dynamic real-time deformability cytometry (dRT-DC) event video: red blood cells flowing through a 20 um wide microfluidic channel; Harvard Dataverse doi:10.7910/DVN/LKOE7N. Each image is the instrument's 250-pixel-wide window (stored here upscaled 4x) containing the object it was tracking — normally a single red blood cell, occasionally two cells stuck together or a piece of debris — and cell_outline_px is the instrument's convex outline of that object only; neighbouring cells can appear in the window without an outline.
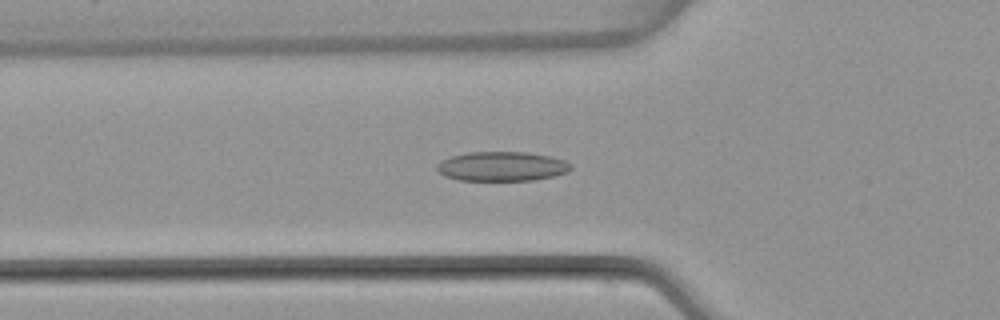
{"species": "common noctule bat (a hibernating species)", "species_latin": "Nyctalus noctula", "temperature_condition": "warm", "stored_images_in_passage": 52, "camera_frame_rate_fps": 3000, "um_per_image_px": 0.085, "animal": {"sex": "female", "body_mass_g": 22.7, "forearm_length_mm": 54.2}, "frame": {"image": 1, "passage_image": 18, "time_ms": 5.667, "image_size_px": [1000, 320], "cell_outline_px": [[572, 168], [568, 172], [552, 176], [532, 180], [460, 180], [444, 176], [436, 168], [436, 164], [452, 156], [468, 152], [528, 152], [548, 156], [564, 160], [572, 164]], "centroid_in_image_um": [42.67, 14.14], "position_along_channel_um": 83.1, "area_um2": 22.83}}
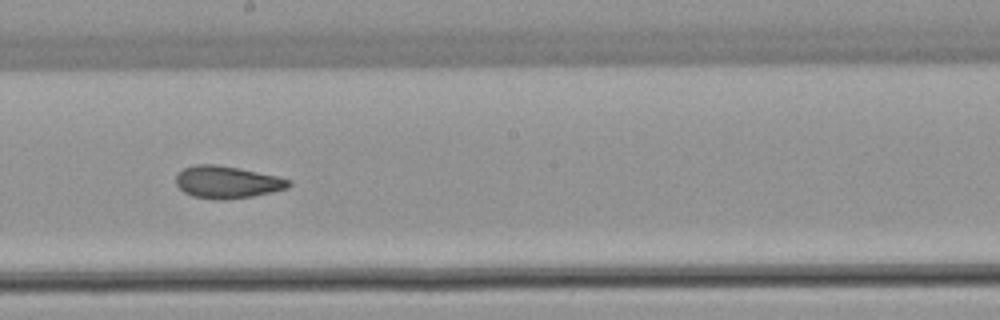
{"frame": {"image": 2, "passage_image": 29, "time_ms": 9.333, "image_size_px": [1000, 320], "cell_outline_px": [[292, 184], [288, 188], [272, 192], [252, 196], [224, 200], [216, 200], [192, 196], [184, 192], [176, 184], [176, 176], [184, 168], [196, 164], [216, 164], [276, 176], [288, 180]], "centroid_in_image_um": [19.28, 15.49], "position_along_channel_um": 228.9, "area_um2": 20.98}}
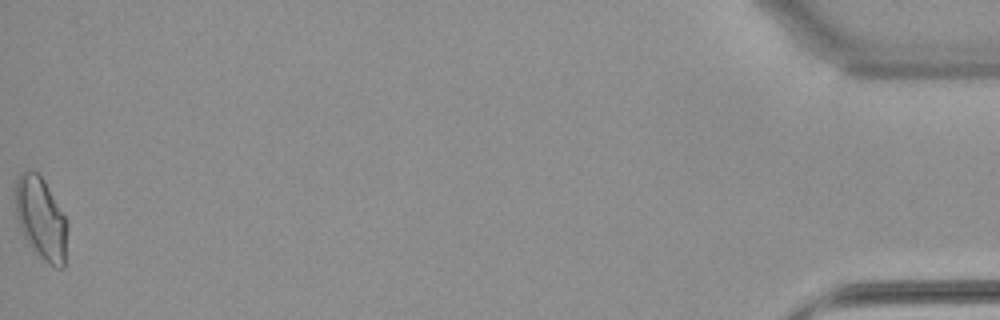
{"frame": {"image": 3, "passage_image": 52, "time_ms": 17.0, "image_size_px": [1000, 320], "cell_outline_px": [[68, 224], [64, 268], [56, 268], [48, 264], [28, 244], [20, 228], [16, 216], [12, 192], [16, 176], [20, 172], [28, 168], [36, 172], [44, 180], [64, 216]], "centroid_in_image_um": [3.43, 18.52], "position_along_channel_um": 431.8, "area_um2": 25.49}, "authors_computed_cell_mechanics": {"area_um2": 21.5016, "velocity_mm_per_s": 3.9594, "shape_relaxation_time_tau1_ms": null, "shape_relaxation_time_tau2_ms": 2.1026, "deformation_change_tau1": null, "deformation_change_tau2": 0.0816}}